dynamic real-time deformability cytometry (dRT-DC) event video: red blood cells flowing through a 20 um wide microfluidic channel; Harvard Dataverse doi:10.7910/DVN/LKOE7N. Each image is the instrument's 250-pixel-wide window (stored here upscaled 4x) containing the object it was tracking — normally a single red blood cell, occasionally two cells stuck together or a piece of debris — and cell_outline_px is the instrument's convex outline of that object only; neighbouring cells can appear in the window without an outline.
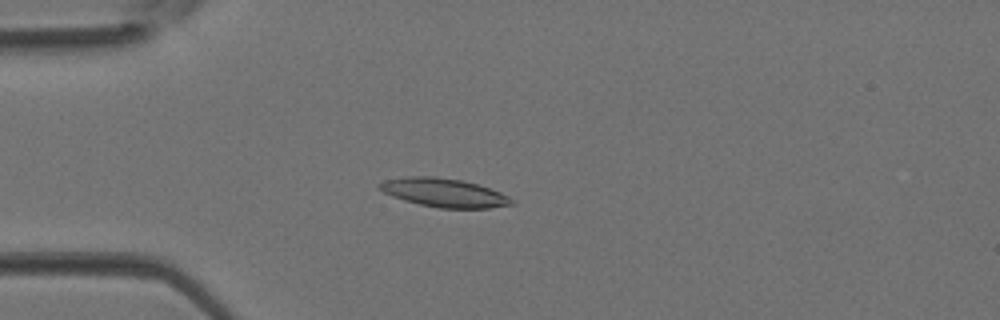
{"species": "Egyptian fruit bat (a non-hibernating species)", "species_latin": "Rousettus aegyptiacus", "temperature_condition": "room temperature", "stored_images_in_passage": 3, "camera_frame_rate_fps": 3000, "um_per_image_px": 0.085, "animal": {"sex": "female"}, "frame": {"image": 1, "passage_image": 3, "time_ms": 0.667, "image_size_px": [1000, 320], "cell_outline_px": [[516, 204], [488, 208], [440, 208], [420, 204], [404, 200], [392, 196], [376, 188], [376, 184], [384, 180], [404, 176], [432, 176], [460, 180], [476, 184], [500, 192], [516, 200]], "centroid_in_image_um": [37.72, 16.38], "position_along_channel_um": 47.3, "area_um2": 22.14}}